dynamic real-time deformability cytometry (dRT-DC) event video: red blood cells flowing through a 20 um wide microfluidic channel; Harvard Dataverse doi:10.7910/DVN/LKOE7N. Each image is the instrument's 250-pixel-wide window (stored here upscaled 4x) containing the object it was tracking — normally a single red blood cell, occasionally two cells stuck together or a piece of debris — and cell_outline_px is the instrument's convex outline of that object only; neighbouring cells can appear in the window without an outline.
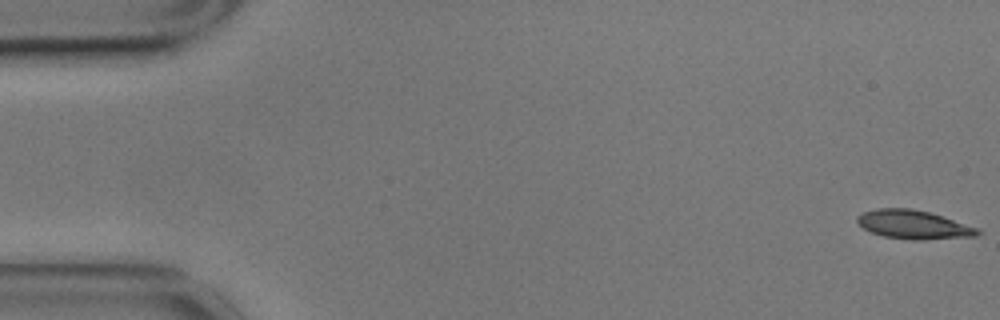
{"species": "common noctule bat (a hibernating species)", "species_latin": "Nyctalus noctula", "temperature_condition": "cold", "stored_images_in_passage": 57, "camera_frame_rate_fps": 3000, "um_per_image_px": 0.085, "animal": {"sex": "male", "body_mass_g": 17.9}, "frame": {"image": 1, "passage_image": 1, "time_ms": 0.0, "image_size_px": [1000, 320], "cell_outline_px": [[980, 232], [976, 236], [924, 240], [908, 240], [884, 236], [872, 232], [864, 228], [856, 220], [856, 216], [864, 212], [876, 208], [912, 208], [928, 212], [976, 228]], "centroid_in_image_um": [77.59, 19.1], "position_along_channel_um": 7.4, "area_um2": 19.83}}
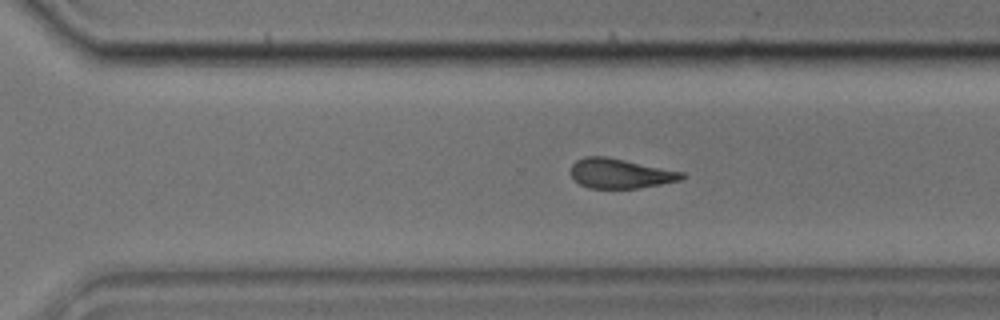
{"frame": {"image": 2, "passage_image": 39, "time_ms": 12.667, "image_size_px": [1000, 320], "cell_outline_px": [[684, 176], [680, 180], [660, 184], [636, 188], [588, 188], [572, 180], [568, 172], [572, 164], [576, 160], [584, 156], [608, 156], [684, 172]], "centroid_in_image_um": [52.63, 14.73], "position_along_channel_um": 318.0, "area_um2": 19.48}}
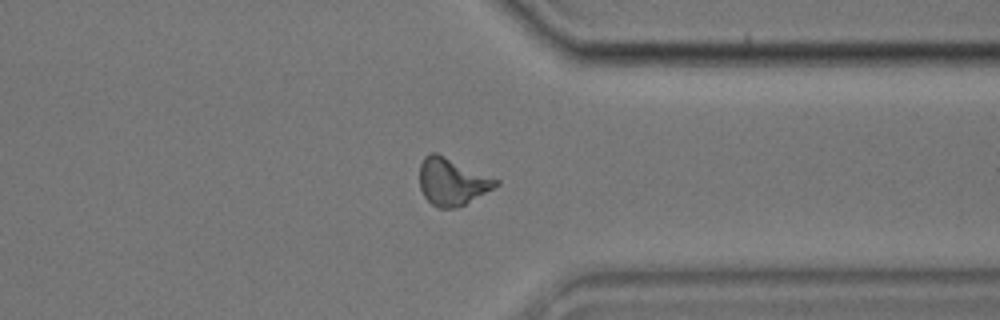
{"frame": {"image": 3, "passage_image": 44, "time_ms": 14.333, "image_size_px": [1000, 320], "cell_outline_px": [[500, 184], [464, 204], [456, 208], [440, 208], [432, 204], [424, 196], [420, 188], [420, 164], [424, 156], [428, 152], [436, 152], [500, 180]], "centroid_in_image_um": [38.4, 15.42], "position_along_channel_um": 373.0, "area_um2": 20.81}, "authors_computed_cell_mechanics": {"area_um2": 20.6346, "velocity_mm_per_s": 3.49, "shape_relaxation_time_tau1_ms": 6.481, "shape_relaxation_time_tau2_ms": 6.4324, "deformation_change_tau1": 0.1506, "deformation_change_tau2": 0.157}}